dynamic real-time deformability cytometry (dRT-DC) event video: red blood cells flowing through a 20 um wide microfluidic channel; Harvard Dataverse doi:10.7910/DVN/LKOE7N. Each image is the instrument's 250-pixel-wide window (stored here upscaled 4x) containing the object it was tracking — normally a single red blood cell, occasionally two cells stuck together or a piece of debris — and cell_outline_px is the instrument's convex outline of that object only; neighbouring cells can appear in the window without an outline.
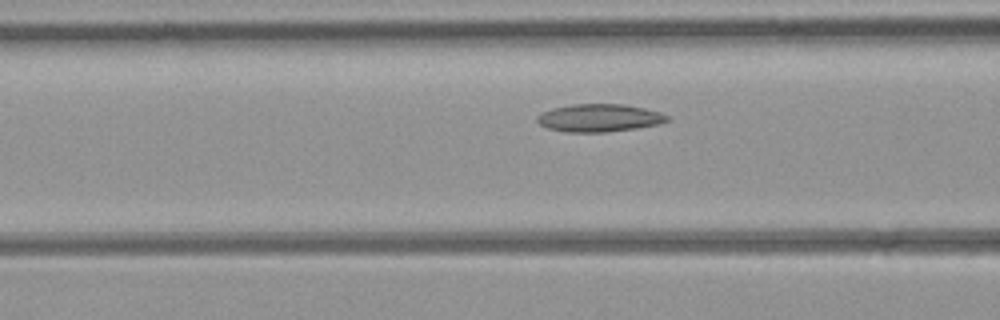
{"species": "common noctule bat (a hibernating species)", "species_latin": "Nyctalus noctula", "temperature_condition": "room temperature", "stored_images_in_passage": 19, "camera_frame_rate_fps": 3000, "um_per_image_px": 0.085, "animal": {"sex": "female", "body_mass_g": 21.9}, "frame": {"image": 1, "passage_image": 7, "time_ms": 2.0, "image_size_px": [1000, 320], "cell_outline_px": [[668, 120], [660, 124], [636, 128], [604, 132], [568, 132], [548, 128], [540, 124], [536, 120], [536, 116], [540, 112], [552, 108], [572, 104], [624, 104], [644, 108], [660, 112], [668, 116]], "centroid_in_image_um": [50.91, 10.01], "position_along_channel_um": 115.7, "area_um2": 21.04}}
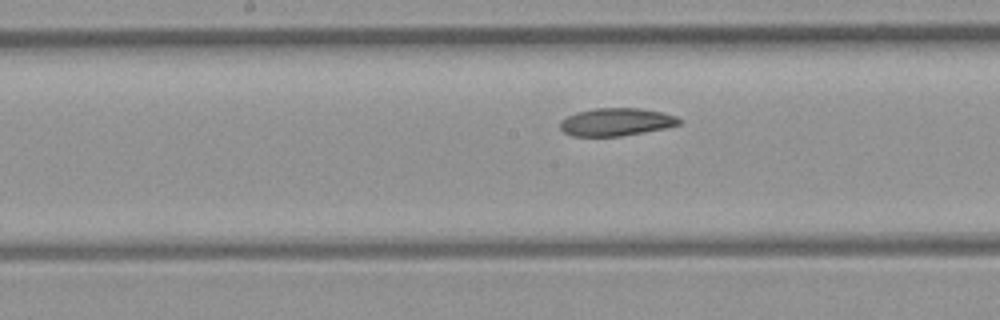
{"frame": {"image": 2, "passage_image": 13, "time_ms": 4.0, "image_size_px": [1000, 320], "cell_outline_px": [[684, 120], [680, 124], [664, 128], [620, 136], [572, 136], [564, 132], [560, 128], [560, 120], [576, 112], [592, 108], [640, 108], [660, 112], [676, 116]], "centroid_in_image_um": [52.36, 10.36], "position_along_channel_um": 195.8, "area_um2": 19.25}}
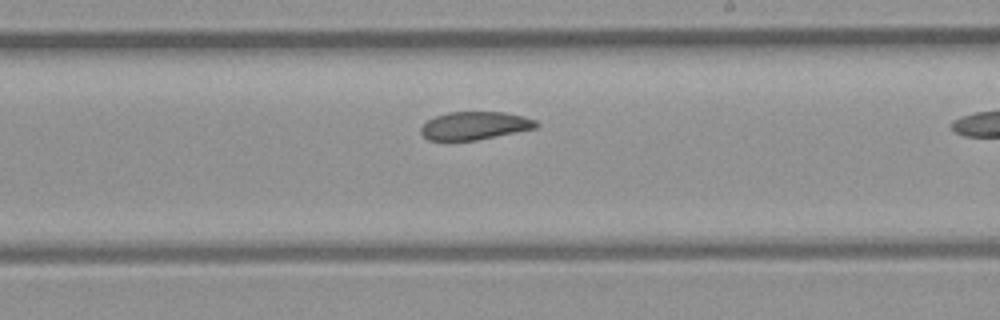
{"frame": {"image": 3, "passage_image": 17, "time_ms": 5.333, "image_size_px": [1000, 320], "cell_outline_px": [[540, 124], [536, 128], [476, 140], [428, 140], [420, 132], [420, 128], [428, 120], [436, 116], [448, 112], [504, 112], [524, 116], [536, 120]], "centroid_in_image_um": [40.37, 10.67], "position_along_channel_um": 248.6, "area_um2": 18.73}}